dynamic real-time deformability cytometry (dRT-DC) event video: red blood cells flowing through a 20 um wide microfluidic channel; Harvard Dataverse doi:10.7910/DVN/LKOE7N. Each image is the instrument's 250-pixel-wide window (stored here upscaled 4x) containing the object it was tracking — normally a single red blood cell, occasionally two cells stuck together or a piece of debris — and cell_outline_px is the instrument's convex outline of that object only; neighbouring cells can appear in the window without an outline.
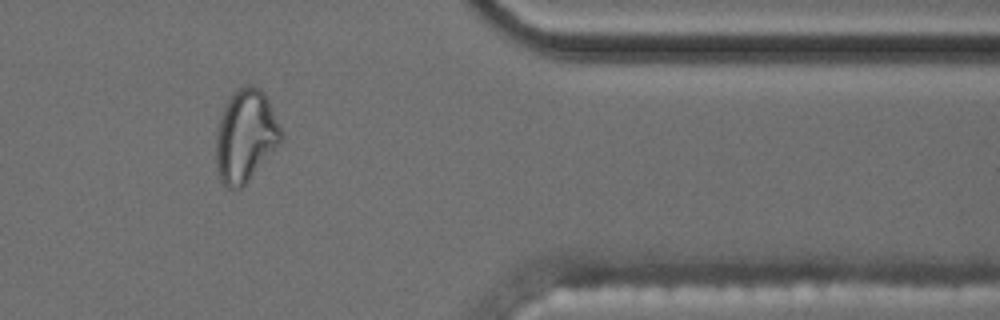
{"species": "common noctule bat (a hibernating species)", "species_latin": "Nyctalus noctula", "temperature_condition": "cold", "stored_images_in_passage": 39, "camera_frame_rate_fps": 3000, "um_per_image_px": 0.085, "animal": {"sex": "male", "body_mass_g": 17.5, "forearm_length_mm": 52.3}, "frame": {"image": 1, "passage_image": 34, "time_ms": 11.0, "image_size_px": [1000, 320], "cell_outline_px": [[280, 144], [248, 180], [240, 188], [232, 192], [216, 176], [216, 128], [220, 116], [232, 92], [236, 88], [244, 84], [252, 84], [260, 88], [264, 92], [268, 100], [280, 128]], "centroid_in_image_um": [20.82, 11.55], "position_along_channel_um": 390.6, "area_um2": 35.14}, "authors_computed_cell_mechanics": {"area_um2": 24.5072, "velocity_mm_per_s": 3.5426, "shape_relaxation_time_tau1_ms": null, "shape_relaxation_time_tau2_ms": 3.6134, "deformation_change_tau1": null, "deformation_change_tau2": 0.1107}}